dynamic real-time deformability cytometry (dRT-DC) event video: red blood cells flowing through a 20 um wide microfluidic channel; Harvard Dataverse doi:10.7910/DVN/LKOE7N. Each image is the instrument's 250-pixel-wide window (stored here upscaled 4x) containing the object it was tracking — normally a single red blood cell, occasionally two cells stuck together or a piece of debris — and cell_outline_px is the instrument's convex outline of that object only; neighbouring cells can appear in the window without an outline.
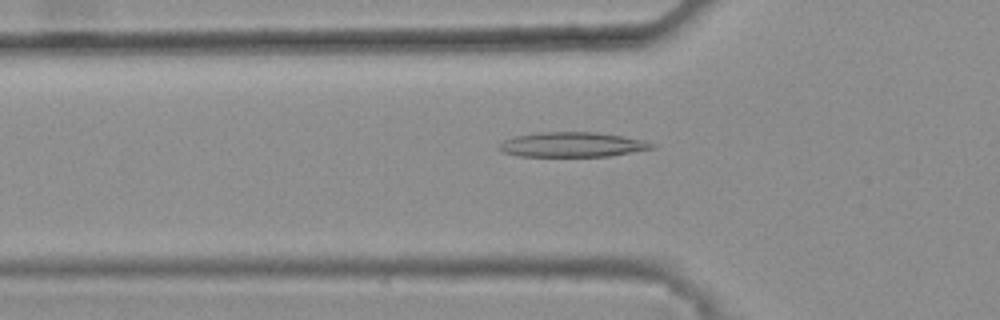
{"species": "common noctule bat (a hibernating species)", "species_latin": "Nyctalus noctula", "temperature_condition": "warm", "stored_images_in_passage": 47, "camera_frame_rate_fps": 3000, "um_per_image_px": 0.085, "animal": {"sex": "female", "body_mass_g": 25.1}, "frame": {"image": 1, "passage_image": 17, "time_ms": 5.333, "image_size_px": [1000, 320], "cell_outline_px": [[656, 144], [652, 148], [608, 156], [516, 156], [504, 152], [496, 148], [504, 140], [516, 136], [536, 132], [596, 132], [644, 140]], "centroid_in_image_um": [48.59, 12.29], "position_along_channel_um": 77.2, "area_um2": 21.91}}
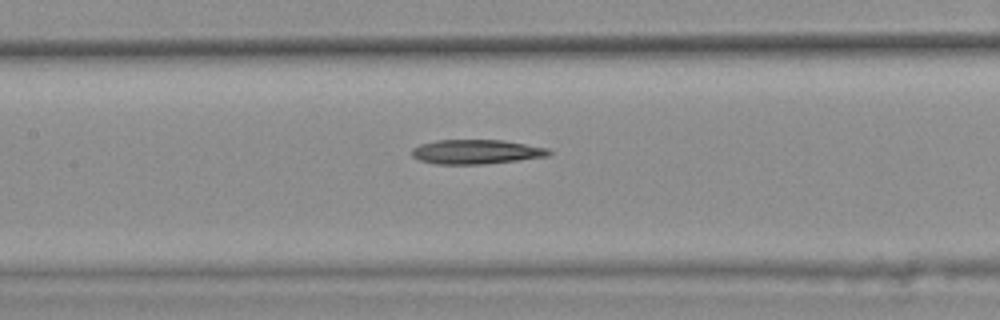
{"frame": {"image": 2, "passage_image": 24, "time_ms": 7.667, "image_size_px": [1000, 320], "cell_outline_px": [[552, 152], [548, 156], [484, 164], [436, 164], [420, 160], [412, 156], [412, 148], [420, 144], [436, 140], [504, 140], [548, 148]], "centroid_in_image_um": [40.47, 12.9], "position_along_channel_um": 166.9, "area_um2": 19.42}}
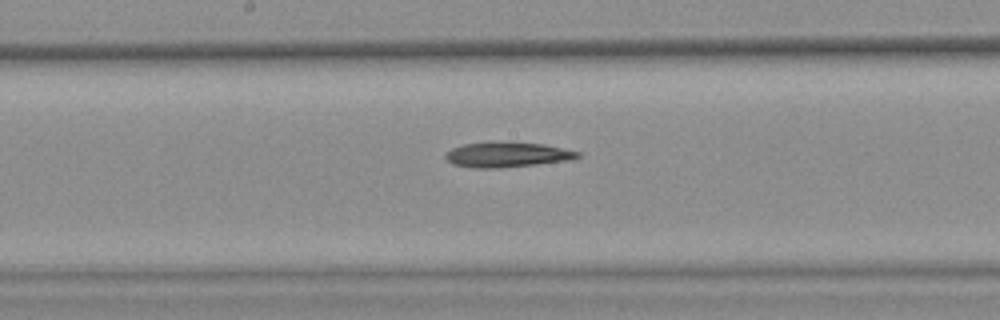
{"frame": {"image": 3, "passage_image": 27, "time_ms": 8.667, "image_size_px": [1000, 320], "cell_outline_px": [[580, 156], [572, 160], [500, 168], [472, 168], [452, 164], [444, 156], [452, 148], [464, 144], [488, 140], [492, 140], [544, 144], [580, 152]], "centroid_in_image_um": [43.08, 13.13], "position_along_channel_um": 205.1, "area_um2": 19.71}}